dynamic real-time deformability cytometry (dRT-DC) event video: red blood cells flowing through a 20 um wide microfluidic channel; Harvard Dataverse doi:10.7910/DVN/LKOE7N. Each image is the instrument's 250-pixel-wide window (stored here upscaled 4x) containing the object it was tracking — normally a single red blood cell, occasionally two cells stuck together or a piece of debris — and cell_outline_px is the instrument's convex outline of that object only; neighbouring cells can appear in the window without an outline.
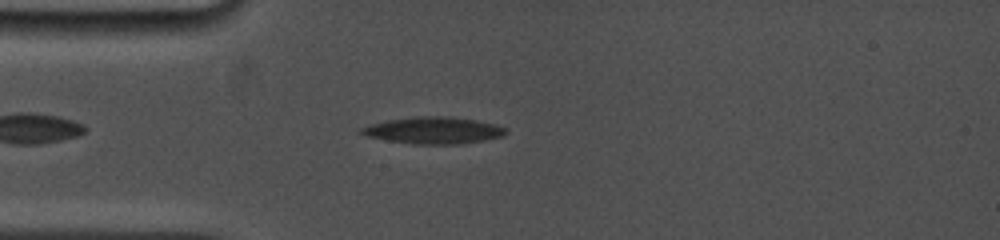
{"species": "common noctule bat (a hibernating species)", "species_latin": "Nyctalus noctula", "temperature_condition": "cold", "stored_images_in_passage": 20, "camera_frame_rate_fps": 5000, "um_per_image_px": 0.085, "animal": {"sex": "female", "body_mass_g": 19.0, "forearm_length_mm": 53.3}, "frame": {"image": 1, "passage_image": 4, "time_ms": 1.4, "image_size_px": [1000, 240], "cell_outline_px": [[508, 132], [504, 136], [484, 140], [460, 144], [412, 144], [388, 140], [368, 136], [360, 132], [360, 128], [372, 124], [388, 120], [416, 116], [448, 116], [476, 120], [496, 124], [508, 128]], "centroid_in_image_um": [36.92, 11.08], "position_along_channel_um": 48.1, "area_um2": 22.54}}
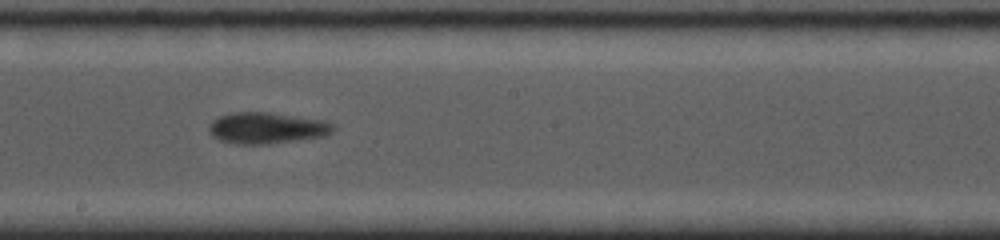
{"frame": {"image": 2, "passage_image": 13, "time_ms": 6.4, "image_size_px": [1000, 240], "cell_outline_px": [[336, 128], [332, 132], [324, 136], [268, 144], [240, 144], [220, 140], [212, 136], [208, 132], [208, 124], [212, 120], [220, 116], [232, 112], [272, 112], [324, 120], [332, 124]], "centroid_in_image_um": [22.65, 10.87], "position_along_channel_um": 225.5, "area_um2": 22.77}}
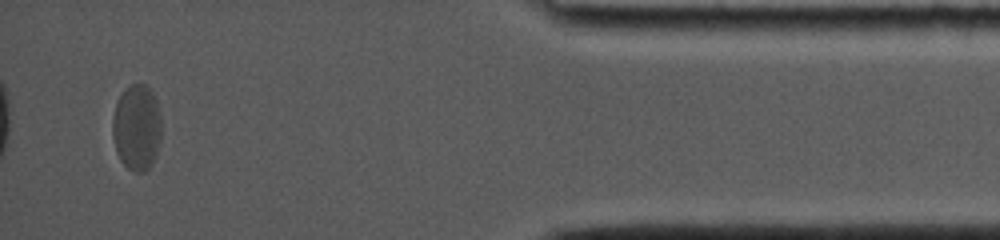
{"frame": {"image": 3, "passage_image": 20, "time_ms": 12.8, "image_size_px": [1000, 240], "cell_outline_px": [[160, 140], [152, 164], [144, 172], [136, 172], [128, 168], [120, 160], [116, 152], [112, 136], [112, 120], [116, 100], [124, 88], [128, 84], [144, 84], [152, 92], [156, 100], [160, 116]], "centroid_in_image_um": [11.59, 10.81], "position_along_channel_um": 423.6, "area_um2": 24.62}, "authors_computed_cell_mechanics": {"area_um2": 22.7732, "velocity_mm_per_s": 3.7413, "shape_relaxation_time_tau1_ms": 8.1111, "shape_relaxation_time_tau2_ms": 1.7647, "deformation_change_tau1": 0.1695, "deformation_change_tau2": 0.0614}}